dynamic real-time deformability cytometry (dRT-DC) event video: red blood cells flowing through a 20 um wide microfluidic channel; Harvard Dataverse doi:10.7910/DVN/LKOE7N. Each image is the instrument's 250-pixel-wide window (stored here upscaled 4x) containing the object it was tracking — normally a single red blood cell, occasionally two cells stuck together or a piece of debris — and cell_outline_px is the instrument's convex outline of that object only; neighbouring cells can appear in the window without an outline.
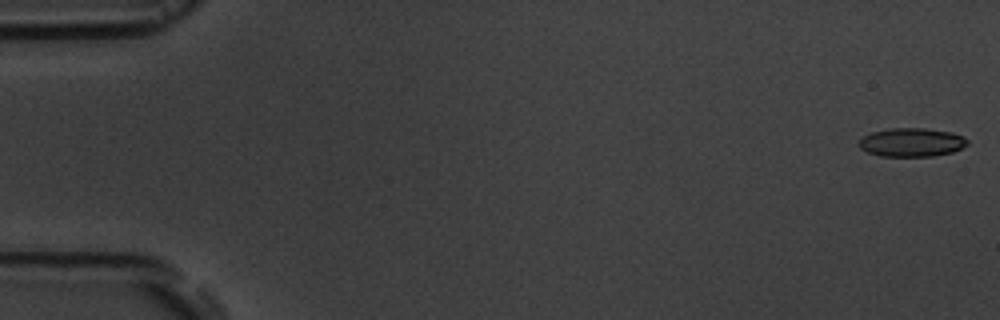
{"species": "common noctule bat (a hibernating species)", "species_latin": "Nyctalus noctula", "temperature_condition": "room temperature", "stored_images_in_passage": 5, "camera_frame_rate_fps": 3000, "um_per_image_px": 0.085, "animal": {"sex": "male", "body_mass_g": 19.5, "forearm_length_mm": 54.6}, "frame": {"image": 1, "passage_image": 1, "time_ms": 0.0, "image_size_px": [1000, 320], "cell_outline_px": [[968, 144], [952, 152], [932, 156], [880, 156], [868, 152], [860, 148], [856, 144], [864, 136], [872, 132], [888, 128], [924, 128], [952, 132], [964, 136], [968, 140]], "centroid_in_image_um": [77.48, 12.09], "position_along_channel_um": 7.5, "area_um2": 18.15}}